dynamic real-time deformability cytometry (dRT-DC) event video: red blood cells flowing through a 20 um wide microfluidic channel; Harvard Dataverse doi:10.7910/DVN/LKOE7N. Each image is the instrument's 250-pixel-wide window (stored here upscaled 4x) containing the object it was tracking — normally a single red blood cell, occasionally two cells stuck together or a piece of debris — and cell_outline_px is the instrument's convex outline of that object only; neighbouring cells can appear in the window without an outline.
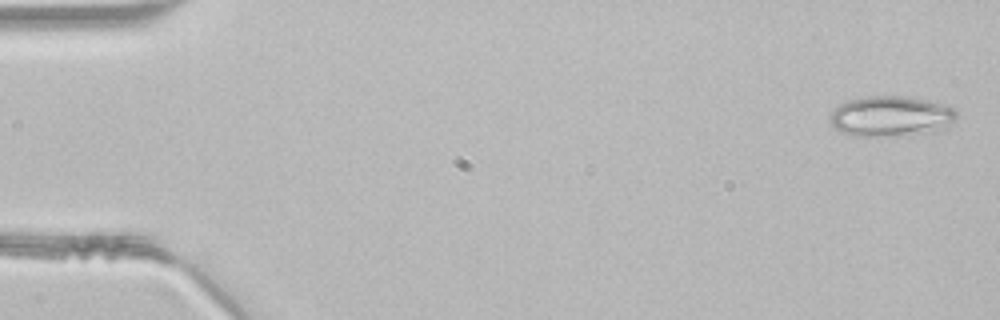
{"species": "common noctule bat (a hibernating species)", "species_latin": "Nyctalus noctula", "temperature_condition": "room temperature", "stored_images_in_passage": 47, "camera_frame_rate_fps": 3000, "um_per_image_px": 0.085, "animal": {"sex": "male", "body_mass_g": 21.5, "forearm_length_mm": 52.0}, "frame": {"image": 1, "passage_image": 2, "time_ms": 0.333, "image_size_px": [1000, 320], "cell_outline_px": [[956, 116], [944, 128], [876, 136], [856, 136], [840, 132], [828, 120], [828, 116], [840, 104], [848, 100], [868, 96], [904, 96], [928, 100], [956, 108]], "centroid_in_image_um": [75.64, 9.84], "position_along_channel_um": 9.4, "area_um2": 28.9}}
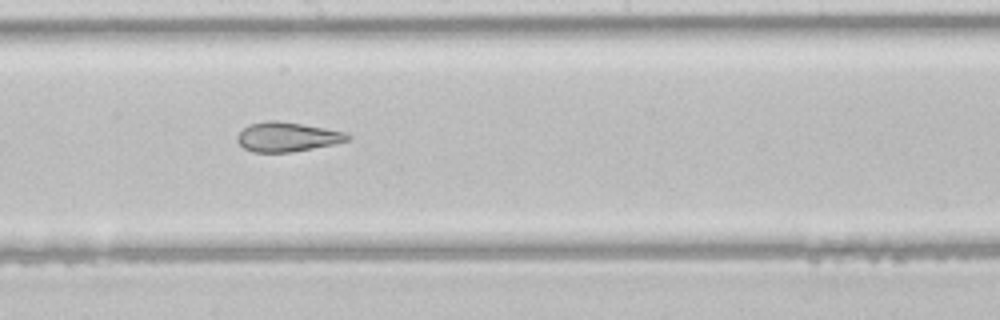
{"frame": {"image": 2, "passage_image": 26, "time_ms": 8.333, "image_size_px": [1000, 320], "cell_outline_px": [[352, 136], [348, 140], [336, 144], [292, 152], [252, 152], [244, 148], [236, 140], [236, 136], [248, 124], [268, 120], [276, 120], [324, 128], [344, 132]], "centroid_in_image_um": [24.39, 11.64], "position_along_channel_um": 223.8, "area_um2": 18.9}}
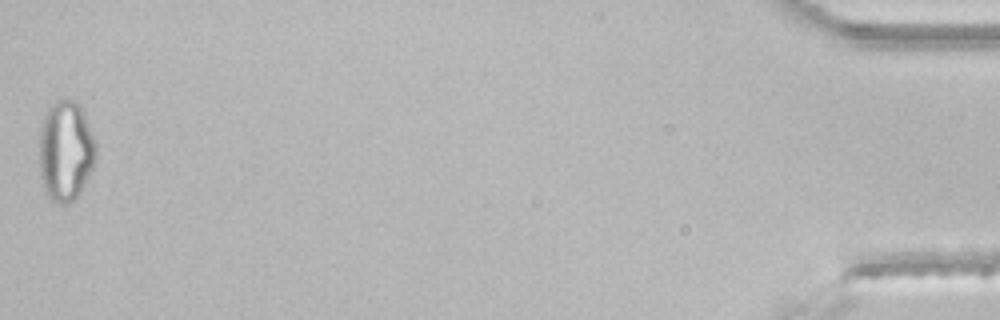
{"frame": {"image": 3, "passage_image": 47, "time_ms": 15.333, "image_size_px": [1000, 320], "cell_outline_px": [[96, 160], [80, 192], [72, 200], [64, 204], [60, 204], [52, 200], [48, 196], [44, 188], [40, 176], [40, 128], [44, 116], [48, 108], [56, 100], [64, 96], [80, 104], [84, 112], [96, 144]], "centroid_in_image_um": [5.58, 12.78], "position_along_channel_um": 429.6, "area_um2": 33.23}}